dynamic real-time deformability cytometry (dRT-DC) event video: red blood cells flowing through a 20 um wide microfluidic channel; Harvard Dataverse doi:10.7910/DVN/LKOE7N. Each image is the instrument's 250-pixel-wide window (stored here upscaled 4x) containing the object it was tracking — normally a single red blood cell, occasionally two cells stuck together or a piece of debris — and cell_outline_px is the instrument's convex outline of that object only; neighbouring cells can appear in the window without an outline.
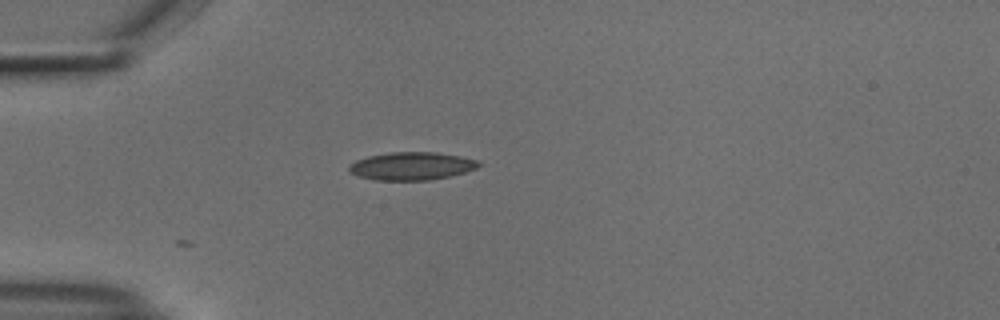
{"species": "common noctule bat (a hibernating species)", "species_latin": "Nyctalus noctula", "temperature_condition": "cold", "stored_images_in_passage": 12, "camera_frame_rate_fps": 3000, "um_per_image_px": 0.085, "animal": {"sex": "male", "body_mass_g": 18.8}, "frame": {"image": 1, "passage_image": 1, "time_ms": 0.0, "image_size_px": [1000, 320], "cell_outline_px": [[480, 164], [476, 168], [464, 172], [448, 176], [428, 180], [376, 180], [360, 176], [352, 172], [348, 168], [348, 164], [356, 160], [368, 156], [392, 152], [436, 152], [460, 156], [480, 160]], "centroid_in_image_um": [34.99, 14.1], "position_along_channel_um": 50.0, "area_um2": 20.92}}
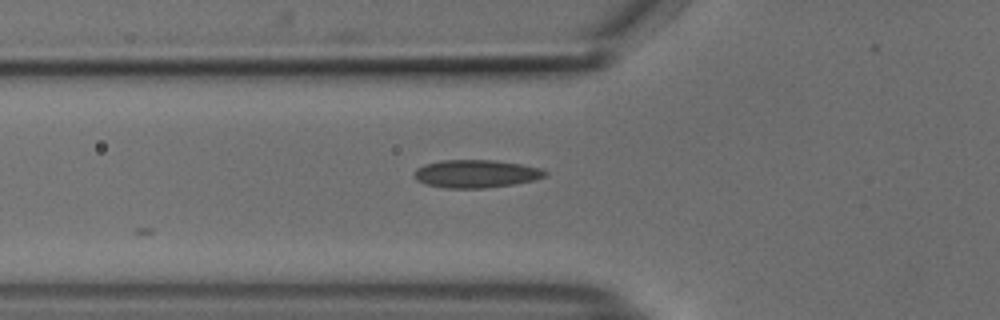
{"frame": {"image": 2, "passage_image": 5, "time_ms": 1.333, "image_size_px": [1000, 320], "cell_outline_px": [[548, 176], [536, 180], [512, 184], [484, 188], [444, 188], [424, 184], [416, 180], [412, 176], [412, 172], [416, 168], [424, 164], [440, 160], [496, 160], [520, 164], [540, 168], [548, 172]], "centroid_in_image_um": [40.42, 14.77], "position_along_channel_um": 85.4, "area_um2": 21.62}}